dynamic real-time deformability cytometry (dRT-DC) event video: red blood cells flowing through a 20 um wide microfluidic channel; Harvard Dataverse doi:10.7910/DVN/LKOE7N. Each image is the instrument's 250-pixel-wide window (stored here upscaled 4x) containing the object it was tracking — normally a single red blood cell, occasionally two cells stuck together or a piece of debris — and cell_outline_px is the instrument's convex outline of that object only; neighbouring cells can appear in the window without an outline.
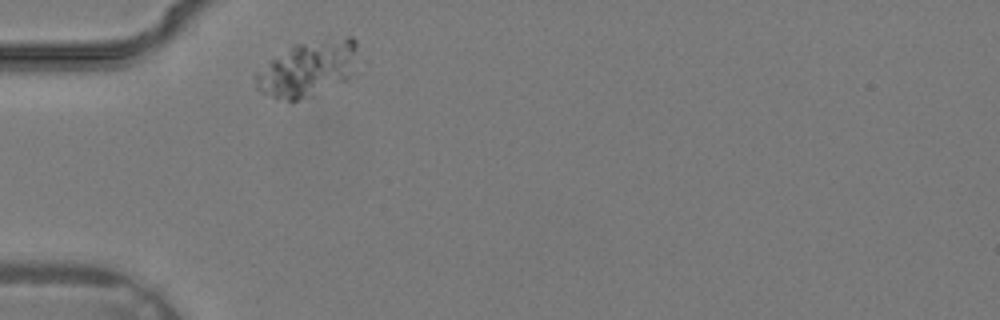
{"species": "common noctule bat (a hibernating species)", "species_latin": "Nyctalus noctula", "temperature_condition": "warm", "stored_images_in_passage": 22, "camera_frame_rate_fps": 3000, "um_per_image_px": 0.085, "animal": {"sex": "male", "body_mass_g": 19.2, "forearm_length_mm": 51.8}, "frame": {"image": 1, "passage_image": 1, "time_ms": 0.0, "image_size_px": [1000, 320], "cell_outline_px": [[356, 48], [348, 80], [312, 96], [296, 100], [276, 100], [260, 92], [256, 88], [256, 76], [268, 60], [296, 44], [348, 36], [352, 36], [356, 40]], "centroid_in_image_um": [26.12, 5.86], "position_along_channel_um": 58.9, "area_um2": 32.48}}
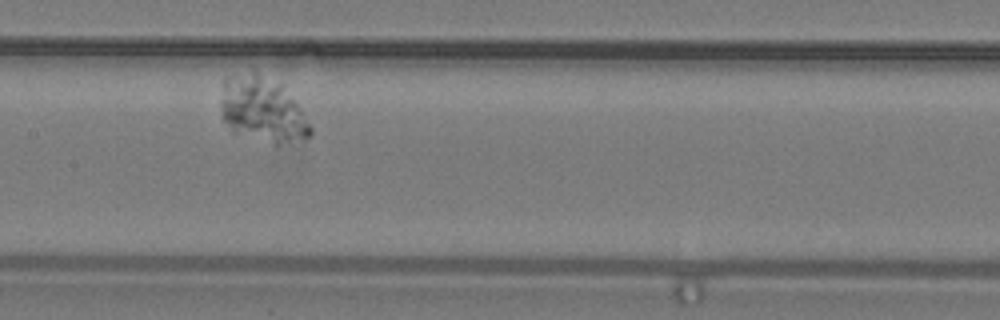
{"frame": {"image": 2, "passage_image": 9, "time_ms": 2.667, "image_size_px": [1000, 320], "cell_outline_px": [[312, 132], [308, 136], [276, 144], [232, 132], [224, 120], [220, 104], [220, 100], [224, 76], [252, 72], [256, 72], [280, 84], [304, 112], [312, 128]], "centroid_in_image_um": [22.25, 9.29], "position_along_channel_um": 185.1, "area_um2": 33.58}}
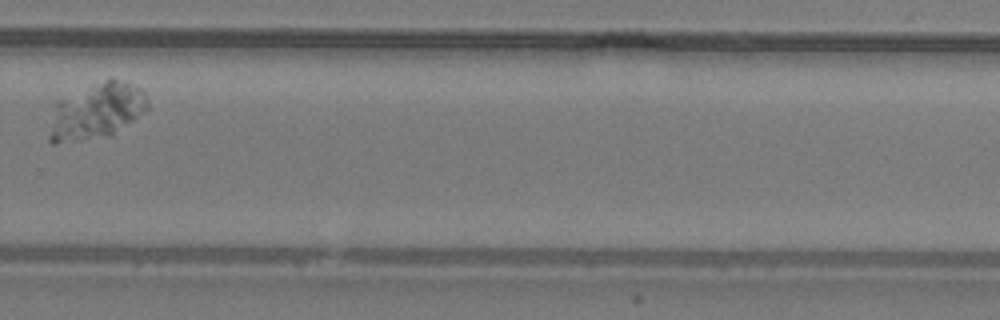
{"frame": {"image": 3, "passage_image": 17, "time_ms": 5.333, "image_size_px": [1000, 320], "cell_outline_px": [[148, 108], [144, 112], [112, 136], [56, 144], [52, 144], [48, 140], [48, 136], [52, 104], [56, 100], [112, 76], [140, 88], [144, 92], [148, 104]], "centroid_in_image_um": [8.15, 9.46], "position_along_channel_um": 321.7, "area_um2": 32.71}}